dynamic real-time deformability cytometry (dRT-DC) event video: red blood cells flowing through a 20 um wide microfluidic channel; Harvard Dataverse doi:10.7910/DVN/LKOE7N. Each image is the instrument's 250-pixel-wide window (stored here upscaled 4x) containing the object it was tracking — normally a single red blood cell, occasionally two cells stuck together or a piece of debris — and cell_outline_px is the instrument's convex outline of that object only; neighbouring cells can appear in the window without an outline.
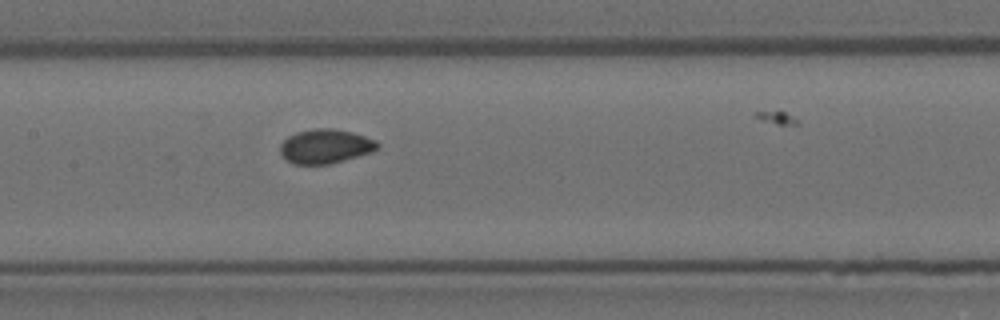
{"species": "Egyptian fruit bat (a non-hibernating species)", "species_latin": "Rousettus aegyptiacus", "temperature_condition": "room temperature", "stored_images_in_passage": 7, "camera_frame_rate_fps": 3000, "um_per_image_px": 0.085, "animal": {"sex": "female"}, "frame": {"image": 1, "passage_image": 6, "time_ms": 1.667, "image_size_px": [1000, 320], "cell_outline_px": [[380, 148], [372, 152], [328, 164], [292, 164], [280, 152], [280, 144], [288, 136], [296, 132], [316, 128], [332, 128], [352, 132], [376, 140], [380, 144]], "centroid_in_image_um": [27.67, 12.43], "position_along_channel_um": 179.7, "area_um2": 19.36}}